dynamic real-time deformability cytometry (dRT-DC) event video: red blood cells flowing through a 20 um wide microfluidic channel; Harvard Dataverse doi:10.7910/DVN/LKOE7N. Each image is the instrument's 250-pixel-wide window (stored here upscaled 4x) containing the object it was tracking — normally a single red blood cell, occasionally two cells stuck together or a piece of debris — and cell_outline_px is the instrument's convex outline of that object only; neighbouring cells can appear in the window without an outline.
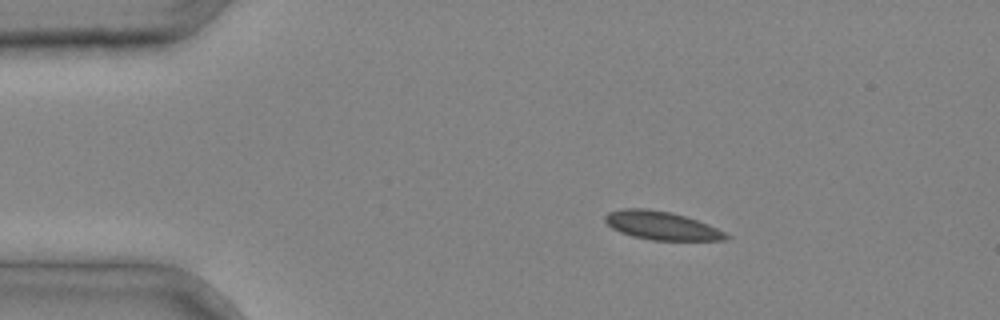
{"species": "common noctule bat (a hibernating species)", "species_latin": "Nyctalus noctula", "temperature_condition": "cold", "stored_images_in_passage": 2, "camera_frame_rate_fps": 3000, "um_per_image_px": 0.085, "animal": {"sex": "male", "body_mass_g": 20.4}, "frame": {"image": 1, "passage_image": 1, "time_ms": 0.0, "image_size_px": [1000, 320], "cell_outline_px": [[732, 236], [724, 240], [652, 240], [632, 236], [620, 232], [612, 228], [604, 220], [604, 216], [608, 212], [624, 208], [648, 208], [672, 212], [708, 224]], "centroid_in_image_um": [56.21, 19.17], "position_along_channel_um": 28.8, "area_um2": 20.0}}